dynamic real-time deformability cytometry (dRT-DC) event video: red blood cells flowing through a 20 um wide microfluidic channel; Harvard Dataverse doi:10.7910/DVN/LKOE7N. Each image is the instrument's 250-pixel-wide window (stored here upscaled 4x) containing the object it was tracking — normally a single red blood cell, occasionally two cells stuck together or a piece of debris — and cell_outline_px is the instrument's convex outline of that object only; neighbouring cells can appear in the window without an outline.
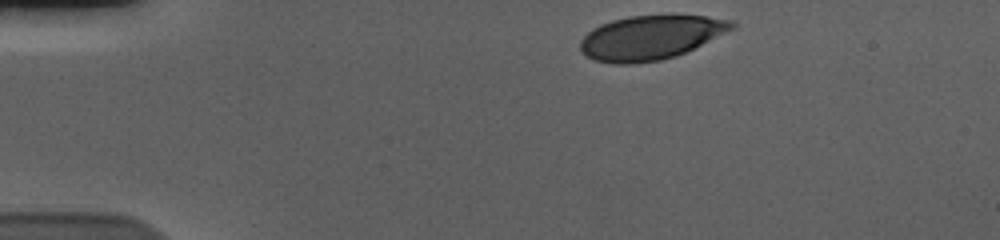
{"species": "human", "species_latin": "Homo sapiens", "temperature_condition": "cold", "stored_images_in_passage": 38, "camera_frame_rate_fps": 3000, "um_per_image_px": 0.085, "donor": {"sex": "male"}, "frame": {"image": 1, "passage_image": 1, "time_ms": 0.0, "image_size_px": [1000, 240], "cell_outline_px": [[736, 28], [676, 56], [660, 60], [632, 64], [616, 64], [592, 60], [580, 52], [580, 40], [592, 28], [600, 24], [612, 20], [628, 16], [704, 16], [732, 20], [736, 24]], "centroid_in_image_um": [55.26, 3.2], "position_along_channel_um": 29.7, "area_um2": 38.96}}
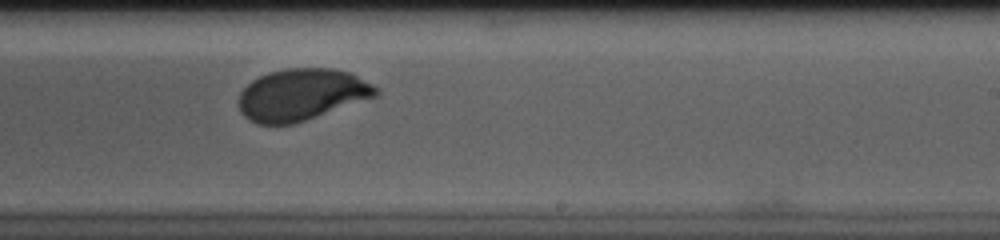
{"frame": {"image": 2, "passage_image": 26, "time_ms": 8.333, "image_size_px": [1000, 240], "cell_outline_px": [[380, 92], [376, 96], [292, 124], [260, 124], [248, 120], [240, 112], [240, 92], [252, 80], [260, 76], [272, 72], [288, 68], [332, 68], [348, 72], [380, 88]], "centroid_in_image_um": [25.63, 8.04], "position_along_channel_um": 263.4, "area_um2": 40.75}}
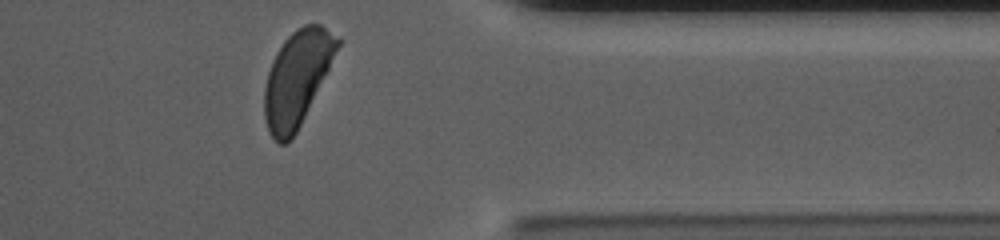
{"frame": {"image": 3, "passage_image": 37, "time_ms": 12.0, "image_size_px": [1000, 240], "cell_outline_px": [[340, 44], [296, 132], [284, 144], [280, 144], [268, 132], [264, 116], [264, 88], [268, 72], [272, 60], [276, 52], [284, 40], [296, 28], [304, 24], [320, 24], [340, 40]], "centroid_in_image_um": [25.2, 6.63], "position_along_channel_um": 386.2, "area_um2": 39.3}, "authors_computed_cell_mechanics": {"area_um2": 41.2692, "velocity_mm_per_s": 3.6485, "shape_relaxation_time_tau1_ms": 3.6822, "shape_relaxation_time_tau2_ms": null, "deformation_change_tau1": 0.1547, "deformation_change_tau2": null}}